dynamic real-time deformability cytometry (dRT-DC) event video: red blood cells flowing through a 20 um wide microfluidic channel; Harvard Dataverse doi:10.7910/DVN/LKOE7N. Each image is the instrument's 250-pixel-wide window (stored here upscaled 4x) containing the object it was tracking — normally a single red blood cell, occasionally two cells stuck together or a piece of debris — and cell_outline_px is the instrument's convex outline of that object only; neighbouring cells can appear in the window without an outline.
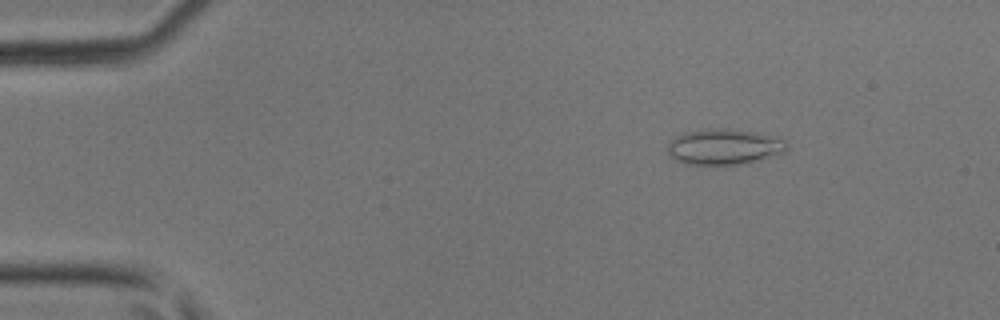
{"species": "common noctule bat (a hibernating species)", "species_latin": "Nyctalus noctula", "temperature_condition": "room temperature", "stored_images_in_passage": 46, "camera_frame_rate_fps": 3000, "um_per_image_px": 0.085, "animal": {"sex": "male", "body_mass_g": 17.9, "forearm_length_mm": 54.2}, "frame": {"image": 1, "passage_image": 7, "time_ms": 2.0, "image_size_px": [1000, 320], "cell_outline_px": [[788, 148], [784, 152], [756, 160], [740, 164], [684, 164], [668, 156], [668, 144], [676, 136], [684, 132], [716, 128], [728, 128], [760, 132], [784, 140], [788, 144]], "centroid_in_image_um": [61.53, 12.46], "position_along_channel_um": 23.5, "area_um2": 24.74}}
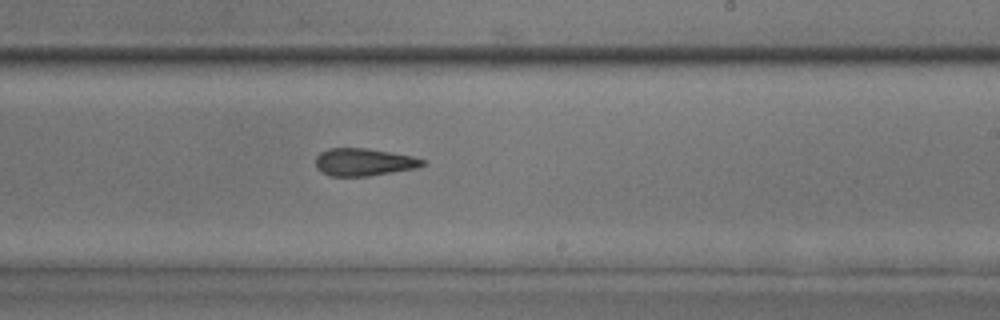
{"frame": {"image": 2, "passage_image": 28, "time_ms": 9.0, "image_size_px": [1000, 320], "cell_outline_px": [[424, 164], [416, 168], [368, 176], [328, 176], [320, 172], [316, 168], [316, 156], [320, 152], [328, 148], [368, 148], [412, 156], [424, 160]], "centroid_in_image_um": [30.86, 13.78], "position_along_channel_um": 258.1, "area_um2": 17.17}}
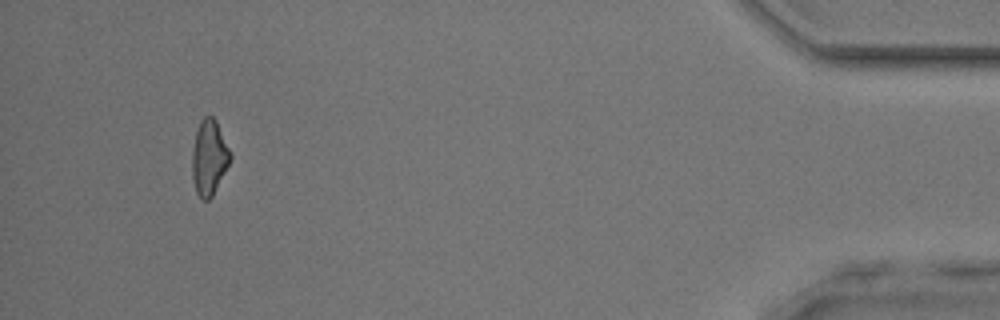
{"frame": {"image": 3, "passage_image": 43, "time_ms": 14.0, "image_size_px": [1000, 320], "cell_outline_px": [[232, 156], [212, 196], [208, 200], [204, 200], [196, 192], [192, 176], [192, 148], [196, 132], [200, 120], [204, 116], [212, 116], [216, 120], [232, 152]], "centroid_in_image_um": [17.77, 13.35], "position_along_channel_um": 417.4, "area_um2": 16.65}}